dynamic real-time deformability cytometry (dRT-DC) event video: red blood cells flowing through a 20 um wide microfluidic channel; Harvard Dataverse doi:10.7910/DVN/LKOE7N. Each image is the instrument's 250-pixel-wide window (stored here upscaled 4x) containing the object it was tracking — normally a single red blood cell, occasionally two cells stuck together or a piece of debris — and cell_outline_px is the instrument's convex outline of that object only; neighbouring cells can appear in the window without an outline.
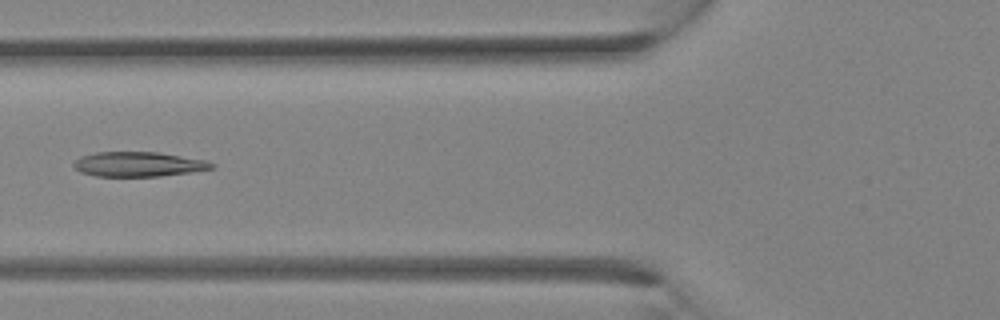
{"species": "Egyptian fruit bat (a non-hibernating species)", "species_latin": "Rousettus aegyptiacus", "temperature_condition": "room temperature", "stored_images_in_passage": 33, "camera_frame_rate_fps": 3000, "um_per_image_px": 0.085, "animal": {"sex": "female"}, "frame": {"image": 1, "passage_image": 13, "time_ms": 4.0, "image_size_px": [1000, 320], "cell_outline_px": [[216, 168], [192, 172], [160, 176], [96, 176], [80, 172], [72, 164], [80, 156], [96, 152], [156, 152], [208, 160], [216, 164]], "centroid_in_image_um": [11.81, 13.96], "position_along_channel_um": 114.0, "area_um2": 20.0}}
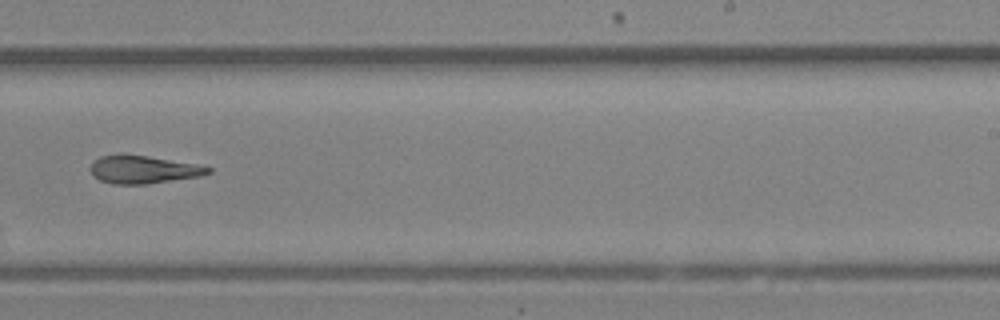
{"frame": {"image": 2, "passage_image": 21, "time_ms": 6.667, "image_size_px": [1000, 320], "cell_outline_px": [[212, 172], [200, 176], [148, 184], [112, 184], [100, 180], [92, 176], [88, 168], [92, 160], [100, 156], [120, 152], [196, 164], [212, 168]], "centroid_in_image_um": [12.08, 14.39], "position_along_channel_um": 276.9, "area_um2": 19.54}}
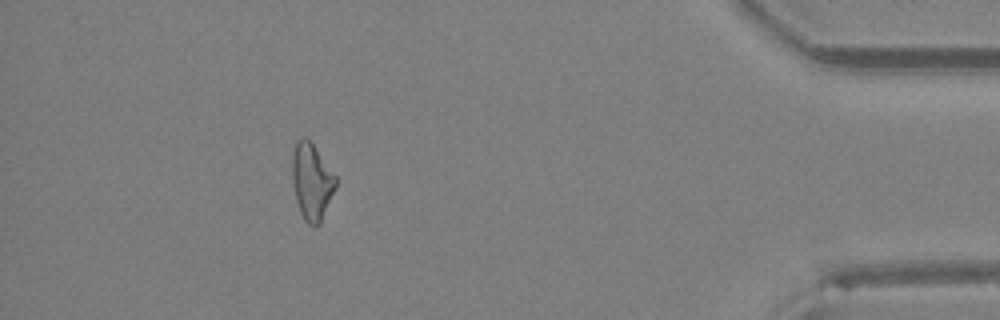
{"frame": {"image": 3, "passage_image": 30, "time_ms": 9.667, "image_size_px": [1000, 320], "cell_outline_px": [[336, 188], [320, 224], [316, 228], [308, 224], [304, 220], [300, 212], [296, 200], [292, 180], [292, 152], [296, 140], [304, 136], [312, 144], [336, 176]], "centroid_in_image_um": [26.49, 15.46], "position_along_channel_um": 408.7, "area_um2": 19.48}}